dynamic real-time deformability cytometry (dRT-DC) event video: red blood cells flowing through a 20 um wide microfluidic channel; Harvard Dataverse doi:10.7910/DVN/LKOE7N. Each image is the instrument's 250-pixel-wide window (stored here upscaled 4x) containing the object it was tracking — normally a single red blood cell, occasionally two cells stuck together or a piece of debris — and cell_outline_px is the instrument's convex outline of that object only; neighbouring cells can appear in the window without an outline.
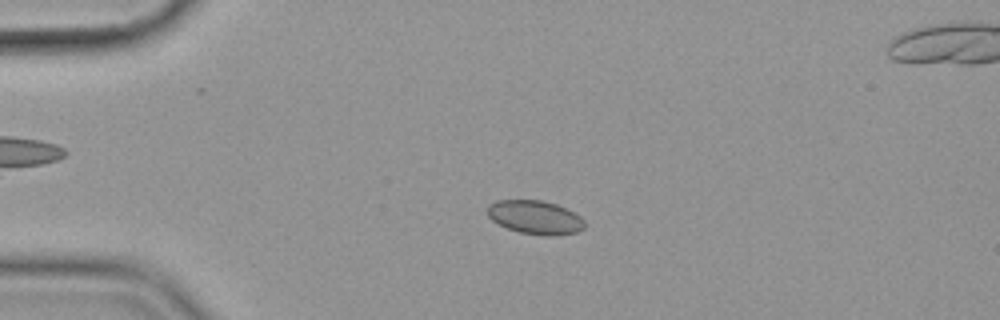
{"species": "common noctule bat (a hibernating species)", "species_latin": "Nyctalus noctula", "temperature_condition": "cold", "stored_images_in_passage": 57, "camera_frame_rate_fps": 3000, "um_per_image_px": 0.085, "animal": {"sex": "female", "body_mass_g": 19.9}, "frame": {"image": 1, "passage_image": 13, "time_ms": 4.0, "image_size_px": [1000, 320], "cell_outline_px": [[584, 228], [576, 232], [556, 236], [544, 236], [520, 232], [508, 228], [492, 220], [488, 216], [488, 204], [496, 200], [544, 200], [556, 204], [580, 216], [584, 220]], "centroid_in_image_um": [45.49, 18.47], "position_along_channel_um": 39.5, "area_um2": 19.02}}
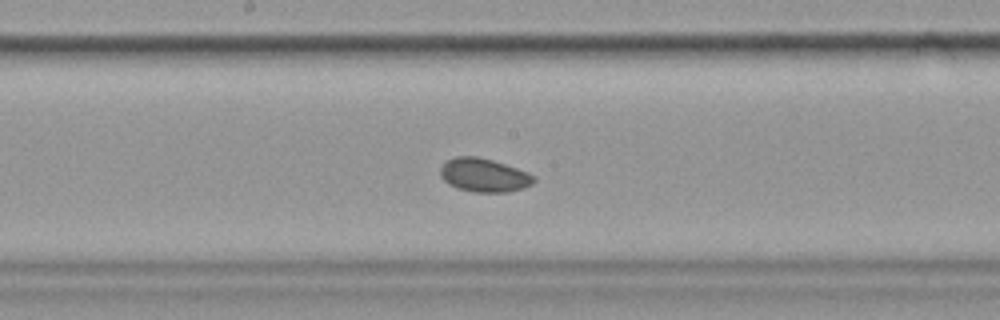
{"frame": {"image": 2, "passage_image": 30, "time_ms": 9.667, "image_size_px": [1000, 320], "cell_outline_px": [[536, 180], [532, 184], [524, 188], [508, 192], [472, 192], [456, 188], [448, 184], [440, 176], [440, 168], [448, 160], [456, 156], [476, 156], [492, 160], [528, 172], [536, 176]], "centroid_in_image_um": [41.15, 14.9], "position_along_channel_um": 207.1, "area_um2": 18.38}}
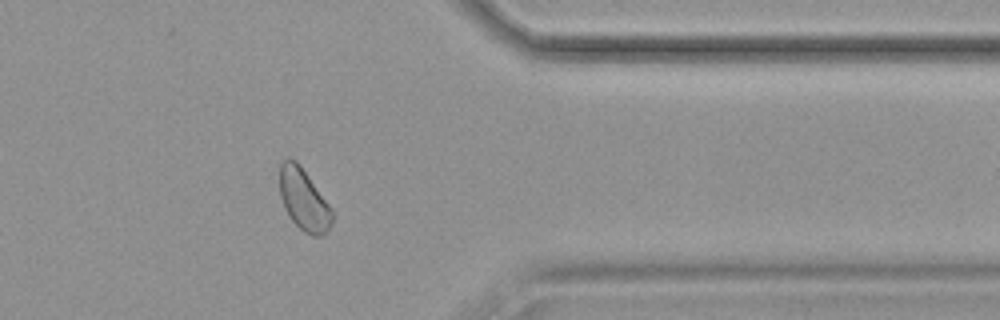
{"frame": {"image": 3, "passage_image": 46, "time_ms": 15.0, "image_size_px": [1000, 320], "cell_outline_px": [[332, 224], [320, 236], [312, 236], [304, 232], [288, 216], [284, 208], [280, 196], [280, 164], [288, 156], [296, 160], [300, 164], [332, 208]], "centroid_in_image_um": [25.8, 16.94], "position_along_channel_um": 385.6, "area_um2": 18.9}}